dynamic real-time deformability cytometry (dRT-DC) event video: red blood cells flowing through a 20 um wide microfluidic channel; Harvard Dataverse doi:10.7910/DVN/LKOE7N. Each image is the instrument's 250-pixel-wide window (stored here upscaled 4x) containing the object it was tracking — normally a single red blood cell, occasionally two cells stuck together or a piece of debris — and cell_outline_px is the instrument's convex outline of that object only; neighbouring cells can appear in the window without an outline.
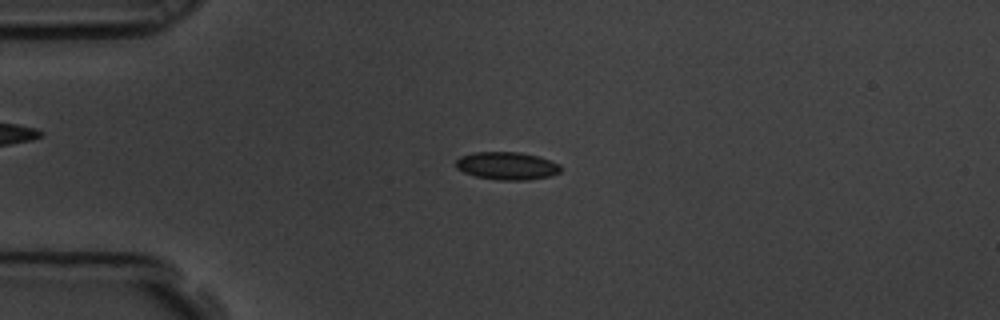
{"species": "common noctule bat (a hibernating species)", "species_latin": "Nyctalus noctula", "temperature_condition": "room temperature", "stored_images_in_passage": 4, "camera_frame_rate_fps": 3000, "um_per_image_px": 0.085, "animal": {"sex": "male", "body_mass_g": 19.5, "forearm_length_mm": 54.6}, "frame": {"image": 1, "passage_image": 3, "time_ms": 0.667, "image_size_px": [1000, 320], "cell_outline_px": [[560, 172], [552, 176], [528, 180], [500, 180], [476, 176], [464, 172], [456, 168], [456, 160], [460, 156], [472, 152], [520, 152], [540, 156], [560, 164]], "centroid_in_image_um": [43.11, 14.09], "position_along_channel_um": 41.9, "area_um2": 17.11}}